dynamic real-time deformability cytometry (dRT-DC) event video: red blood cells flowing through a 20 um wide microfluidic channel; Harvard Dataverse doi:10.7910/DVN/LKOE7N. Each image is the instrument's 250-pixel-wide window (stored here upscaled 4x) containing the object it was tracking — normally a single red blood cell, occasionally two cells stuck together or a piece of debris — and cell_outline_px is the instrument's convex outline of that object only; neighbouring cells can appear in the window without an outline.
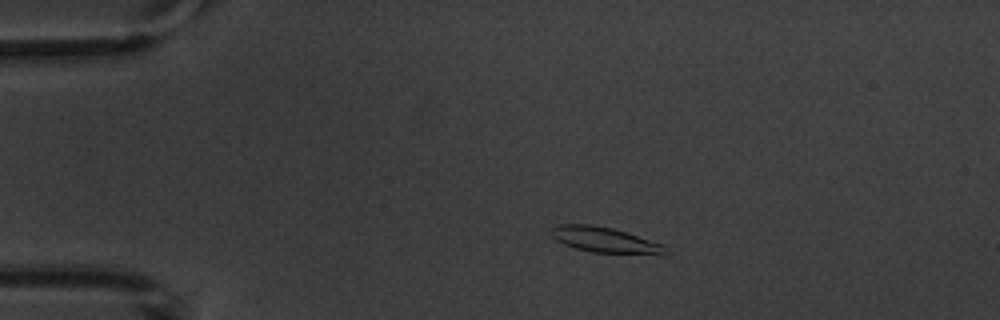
{"species": "common noctule bat (a hibernating species)", "species_latin": "Nyctalus noctula", "temperature_condition": "warm", "stored_images_in_passage": 4, "camera_frame_rate_fps": 3000, "um_per_image_px": 0.085, "animal": {"sex": "male", "body_mass_g": 20.1, "forearm_length_mm": 53.5}, "frame": {"image": 1, "passage_image": 2, "time_ms": 1.667, "image_size_px": [1000, 320], "cell_outline_px": [[668, 256], [664, 256], [592, 252], [576, 248], [564, 244], [556, 240], [548, 232], [552, 228], [560, 224], [592, 224], [612, 228], [664, 244], [668, 248]], "centroid_in_image_um": [51.51, 20.42], "position_along_channel_um": 33.5, "area_um2": 17.46}}